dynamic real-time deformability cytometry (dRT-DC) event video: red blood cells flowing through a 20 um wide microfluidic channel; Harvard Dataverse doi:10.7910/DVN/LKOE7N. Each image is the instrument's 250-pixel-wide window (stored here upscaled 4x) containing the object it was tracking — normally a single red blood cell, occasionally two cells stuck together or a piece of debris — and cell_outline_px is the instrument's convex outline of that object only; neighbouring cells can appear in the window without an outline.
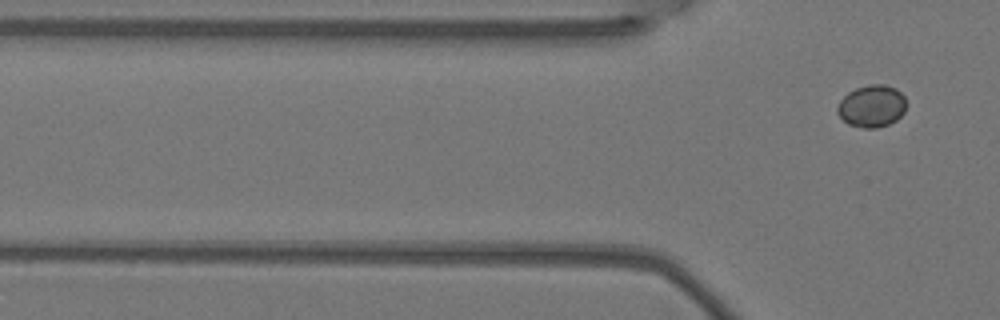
{"species": "Egyptian fruit bat (a non-hibernating species)", "species_latin": "Rousettus aegyptiacus", "temperature_condition": "warm", "stored_images_in_passage": 11, "segment_of_instrument_passage": [2, 2], "camera_frame_rate_fps": 3000, "um_per_image_px": 0.085, "animal": {"sex": "female"}, "frame": {"image": 1, "passage_image": 11, "time_ms": 3.333, "image_size_px": [1000, 320], "cell_outline_px": [[908, 104], [904, 112], [896, 120], [888, 124], [876, 128], [864, 128], [848, 124], [836, 112], [836, 108], [840, 100], [848, 92], [856, 88], [868, 84], [884, 84], [896, 88], [904, 96]], "centroid_in_image_um": [74.11, 9.01], "position_along_channel_um": 51.7, "area_um2": 17.11}}